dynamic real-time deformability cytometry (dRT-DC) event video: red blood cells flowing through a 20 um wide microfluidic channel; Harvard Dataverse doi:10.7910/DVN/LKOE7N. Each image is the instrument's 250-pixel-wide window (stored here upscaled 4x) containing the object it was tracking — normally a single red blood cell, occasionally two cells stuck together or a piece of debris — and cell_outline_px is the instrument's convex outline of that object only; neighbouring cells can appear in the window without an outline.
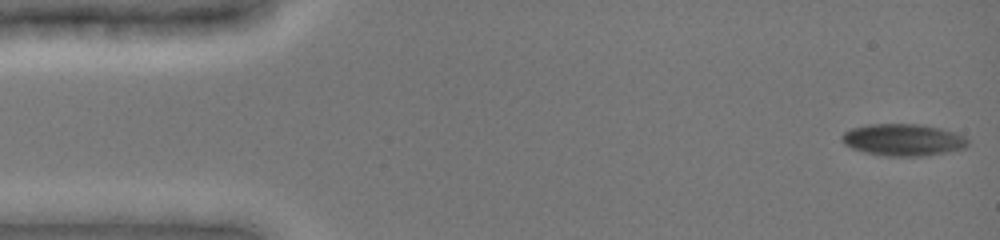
{"species": "common noctule bat (a hibernating species)", "species_latin": "Nyctalus noctula", "temperature_condition": "cold", "stored_images_in_passage": 48, "camera_frame_rate_fps": 3000, "um_per_image_px": 0.085, "animal": {"sex": "female", "body_mass_g": 19.0, "forearm_length_mm": 51.5}, "frame": {"image": 1, "passage_image": 1, "time_ms": 0.0, "image_size_px": [1000, 240], "cell_outline_px": [[968, 144], [964, 148], [924, 156], [888, 156], [864, 152], [852, 148], [844, 144], [840, 140], [840, 136], [844, 132], [852, 128], [868, 124], [924, 124], [940, 128], [964, 136], [968, 140]], "centroid_in_image_um": [76.72, 11.88], "position_along_channel_um": 8.3, "area_um2": 23.41}}
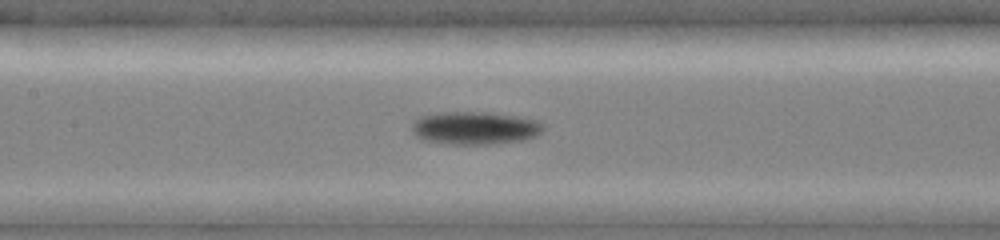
{"frame": {"image": 2, "passage_image": 22, "time_ms": 7.0, "image_size_px": [1000, 240], "cell_outline_px": [[544, 128], [536, 136], [524, 140], [492, 144], [448, 144], [420, 140], [412, 132], [412, 124], [420, 116], [436, 112], [492, 112], [516, 116], [536, 120], [544, 124]], "centroid_in_image_um": [40.34, 10.88], "position_along_channel_um": 167.1, "area_um2": 25.49}}
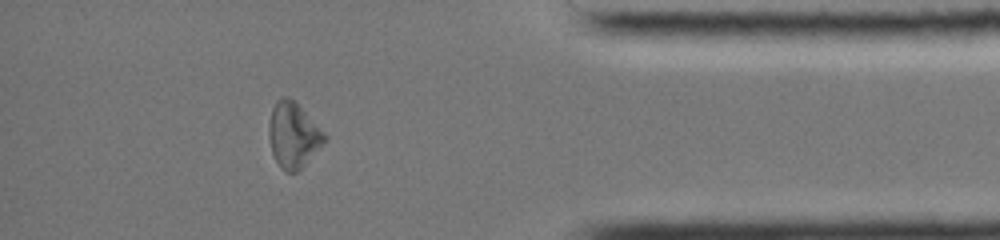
{"frame": {"image": 3, "passage_image": 42, "time_ms": 13.667, "image_size_px": [1000, 240], "cell_outline_px": [[328, 140], [296, 172], [284, 172], [280, 168], [272, 152], [268, 136], [268, 124], [272, 108], [276, 100], [280, 96], [288, 96], [328, 136]], "centroid_in_image_um": [24.91, 11.49], "position_along_channel_um": 410.3, "area_um2": 21.04}, "authors_computed_cell_mechanics": {"area_um2": 22.8888, "velocity_mm_per_s": 3.9435, "shape_relaxation_time_tau1_ms": 2.3938, "shape_relaxation_time_tau2_ms": null, "deformation_change_tau1": 0.0874, "deformation_change_tau2": null}}